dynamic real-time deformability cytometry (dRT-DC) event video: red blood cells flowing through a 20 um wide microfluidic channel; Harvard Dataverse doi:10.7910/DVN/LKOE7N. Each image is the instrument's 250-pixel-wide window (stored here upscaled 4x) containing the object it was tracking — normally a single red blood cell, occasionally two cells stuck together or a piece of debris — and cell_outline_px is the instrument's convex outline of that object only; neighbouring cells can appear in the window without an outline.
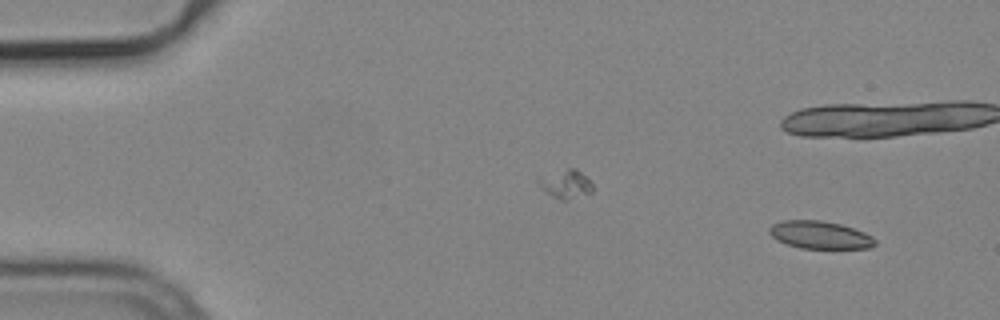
{"species": "common noctule bat (a hibernating species)", "species_latin": "Nyctalus noctula", "temperature_condition": "cold", "stored_images_in_passage": 5, "camera_frame_rate_fps": 3000, "um_per_image_px": 0.085, "animal": {"sex": "male", "body_mass_g": 19.2, "forearm_length_mm": 51.8}, "frame": {"image": 1, "passage_image": 1, "time_ms": 0.0, "image_size_px": [1000, 320], "cell_outline_px": [[876, 244], [872, 248], [800, 248], [776, 240], [768, 232], [768, 228], [772, 224], [780, 220], [820, 220], [840, 224], [864, 232], [872, 236], [876, 240]], "centroid_in_image_um": [69.67, 19.96], "position_along_channel_um": 15.3, "area_um2": 17.11}}
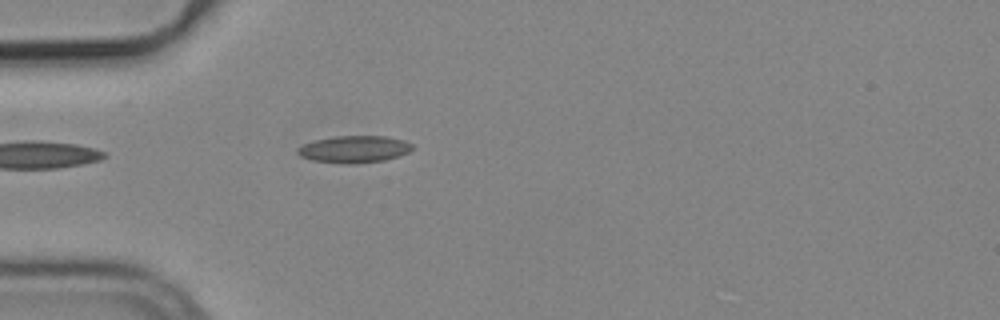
{"frame": {"image": 2, "passage_image": 5, "time_ms": 1.333, "image_size_px": [1000, 320], "cell_outline_px": [[412, 148], [408, 152], [400, 156], [384, 160], [352, 164], [348, 164], [312, 160], [300, 156], [296, 152], [296, 148], [304, 144], [316, 140], [336, 136], [388, 136], [404, 140], [412, 144]], "centroid_in_image_um": [30.11, 12.68], "position_along_channel_um": 54.9, "area_um2": 18.03}}